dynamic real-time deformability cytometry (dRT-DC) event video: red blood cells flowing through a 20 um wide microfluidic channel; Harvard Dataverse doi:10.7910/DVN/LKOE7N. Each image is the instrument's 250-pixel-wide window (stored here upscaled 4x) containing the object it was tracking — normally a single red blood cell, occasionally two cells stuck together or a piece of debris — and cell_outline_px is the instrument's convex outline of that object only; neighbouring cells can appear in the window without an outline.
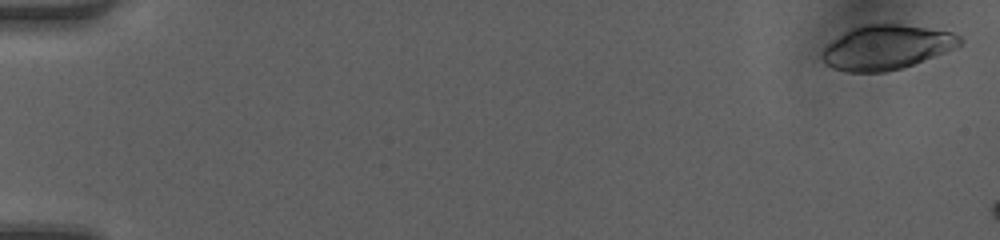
{"species": "human", "species_latin": "Homo sapiens", "temperature_condition": "room temperature", "stored_images_in_passage": 5, "camera_frame_rate_fps": 3000, "um_per_image_px": 0.085, "donor": {"sex": "female"}, "frame": {"image": 1, "passage_image": 1, "time_ms": 0.0, "image_size_px": [1000, 240], "cell_outline_px": [[964, 40], [956, 48], [912, 64], [900, 68], [884, 72], [844, 72], [832, 68], [824, 64], [820, 56], [824, 48], [828, 44], [844, 32], [860, 24], [900, 24], [952, 32], [960, 36]], "centroid_in_image_um": [75.31, 4.02], "position_along_channel_um": 9.7, "area_um2": 35.6}}